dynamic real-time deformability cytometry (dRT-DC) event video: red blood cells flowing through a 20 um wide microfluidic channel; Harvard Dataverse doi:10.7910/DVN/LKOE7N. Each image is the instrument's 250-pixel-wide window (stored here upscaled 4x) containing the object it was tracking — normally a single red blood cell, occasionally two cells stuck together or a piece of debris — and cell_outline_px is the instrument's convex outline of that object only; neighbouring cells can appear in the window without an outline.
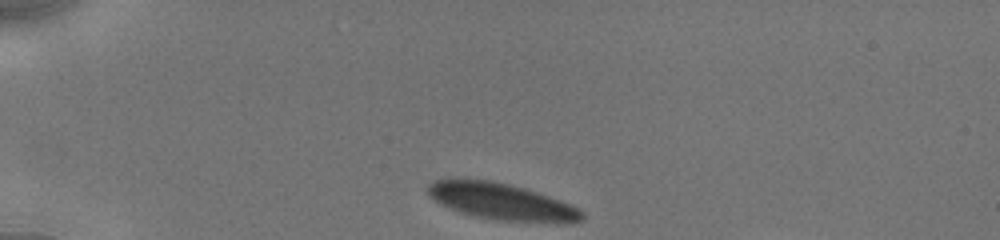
{"species": "human", "species_latin": "Homo sapiens", "temperature_condition": "cold", "stored_images_in_passage": 38, "camera_frame_rate_fps": 3000, "um_per_image_px": 0.085, "donor": {"sex": "male"}, "frame": {"image": 1, "passage_image": 1, "time_ms": 0.0, "image_size_px": [1000, 240], "cell_outline_px": [[584, 220], [568, 224], [556, 224], [496, 220], [472, 216], [460, 212], [440, 204], [428, 192], [428, 184], [436, 180], [488, 180], [508, 184], [524, 188], [560, 200], [584, 212]], "centroid_in_image_um": [42.72, 17.18], "position_along_channel_um": 42.3, "area_um2": 32.77}}
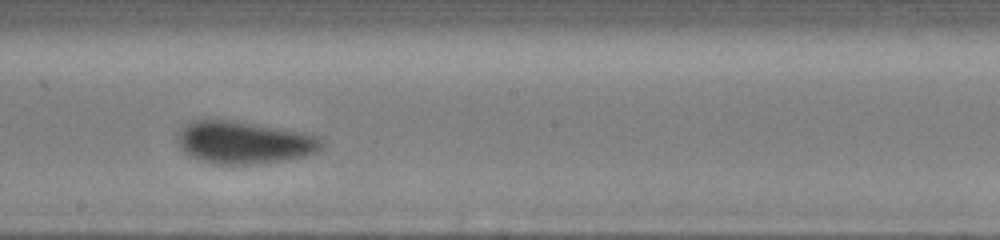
{"frame": {"image": 2, "passage_image": 23, "time_ms": 6.0, "image_size_px": [1000, 240], "cell_outline_px": [[324, 144], [316, 152], [304, 156], [284, 160], [256, 164], [216, 164], [200, 160], [184, 152], [180, 148], [176, 140], [176, 132], [180, 128], [192, 120], [232, 120], [284, 128], [304, 132], [320, 136], [324, 140]], "centroid_in_image_um": [20.74, 12.09], "position_along_channel_um": 227.5, "area_um2": 36.13}}
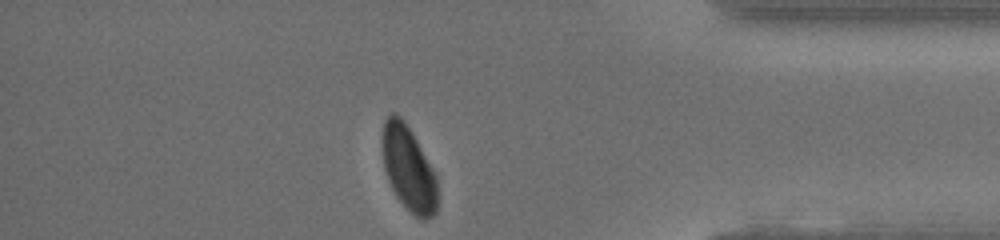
{"frame": {"image": 3, "passage_image": 38, "time_ms": 11.0, "image_size_px": [1000, 240], "cell_outline_px": [[436, 212], [432, 216], [424, 220], [416, 216], [396, 196], [388, 180], [384, 168], [380, 140], [384, 120], [392, 112], [396, 112], [404, 120], [412, 132], [436, 172]], "centroid_in_image_um": [34.7, 14.25], "position_along_channel_um": 400.5, "area_um2": 27.46}, "authors_computed_cell_mechanics": {"area_um2": 34.7089, "velocity_mm_per_s": 3.8784, "shape_relaxation_time_tau1_ms": 7.9805, "shape_relaxation_time_tau2_ms": null, "deformation_change_tau1": 0.1471, "deformation_change_tau2": null}}